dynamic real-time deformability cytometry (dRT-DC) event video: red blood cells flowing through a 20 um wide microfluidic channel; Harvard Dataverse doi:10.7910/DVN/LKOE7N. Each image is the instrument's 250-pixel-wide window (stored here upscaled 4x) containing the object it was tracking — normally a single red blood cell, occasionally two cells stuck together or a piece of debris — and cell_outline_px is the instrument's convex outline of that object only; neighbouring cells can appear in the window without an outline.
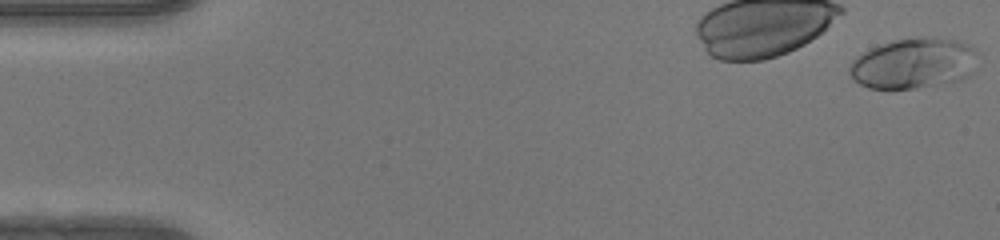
{"species": "human", "species_latin": "Homo sapiens", "temperature_condition": "warm", "stored_images_in_passage": 14, "camera_frame_rate_fps": 3000, "um_per_image_px": 0.085, "donor": {"sex": "female"}, "frame": {"image": 1, "passage_image": 1, "time_ms": 0.0, "image_size_px": [1000, 240], "cell_outline_px": [[980, 52], [972, 72], [968, 76], [960, 80], [916, 88], [868, 88], [860, 84], [848, 72], [848, 68], [852, 60], [856, 56], [868, 48], [892, 40], [924, 36], [932, 36], [956, 40], [968, 44]], "centroid_in_image_um": [77.67, 5.35], "position_along_channel_um": 7.3, "area_um2": 38.26}}
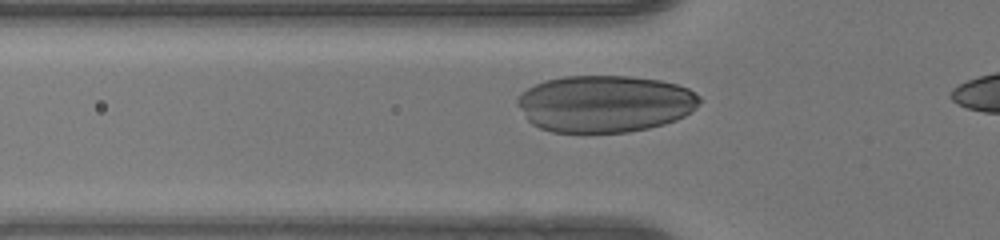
{"frame": {"image": 2, "passage_image": 12, "time_ms": 3.667, "image_size_px": [1000, 240], "cell_outline_px": [[700, 100], [696, 108], [684, 116], [676, 120], [664, 124], [648, 128], [628, 132], [552, 132], [540, 128], [532, 124], [528, 120], [516, 104], [516, 100], [528, 88], [544, 80], [564, 76], [632, 76], [660, 80], [676, 84], [688, 88], [700, 96]], "centroid_in_image_um": [51.42, 8.81], "position_along_channel_um": 74.4, "area_um2": 60.57}}